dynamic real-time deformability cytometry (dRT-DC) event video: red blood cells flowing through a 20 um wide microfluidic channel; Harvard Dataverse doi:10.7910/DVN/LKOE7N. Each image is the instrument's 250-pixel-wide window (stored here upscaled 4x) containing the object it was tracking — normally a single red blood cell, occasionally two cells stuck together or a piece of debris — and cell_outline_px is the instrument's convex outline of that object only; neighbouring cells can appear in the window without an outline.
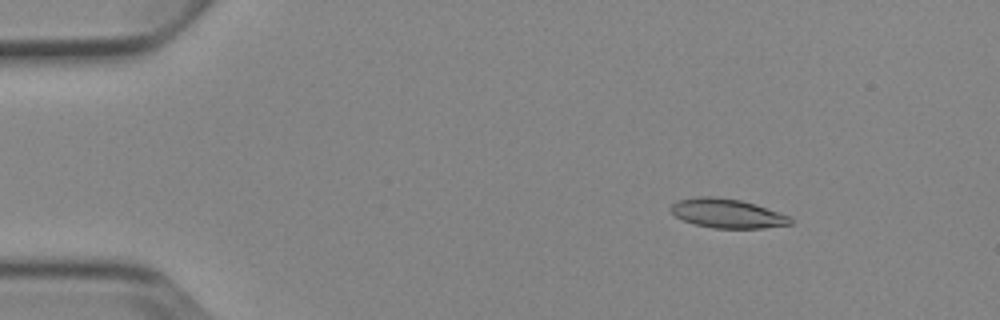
{"species": "Egyptian fruit bat (a non-hibernating species)", "species_latin": "Rousettus aegyptiacus", "temperature_condition": "cold", "stored_images_in_passage": 4, "camera_frame_rate_fps": 3000, "um_per_image_px": 0.085, "animal": {"sex": "female"}, "frame": {"image": 1, "passage_image": 2, "time_ms": 2.0, "image_size_px": [1000, 320], "cell_outline_px": [[792, 224], [764, 228], [712, 228], [692, 224], [676, 216], [668, 208], [676, 200], [692, 196], [716, 196], [740, 200], [756, 204], [788, 216], [792, 220]], "centroid_in_image_um": [61.75, 18.13], "position_along_channel_um": 23.2, "area_um2": 20.52}}